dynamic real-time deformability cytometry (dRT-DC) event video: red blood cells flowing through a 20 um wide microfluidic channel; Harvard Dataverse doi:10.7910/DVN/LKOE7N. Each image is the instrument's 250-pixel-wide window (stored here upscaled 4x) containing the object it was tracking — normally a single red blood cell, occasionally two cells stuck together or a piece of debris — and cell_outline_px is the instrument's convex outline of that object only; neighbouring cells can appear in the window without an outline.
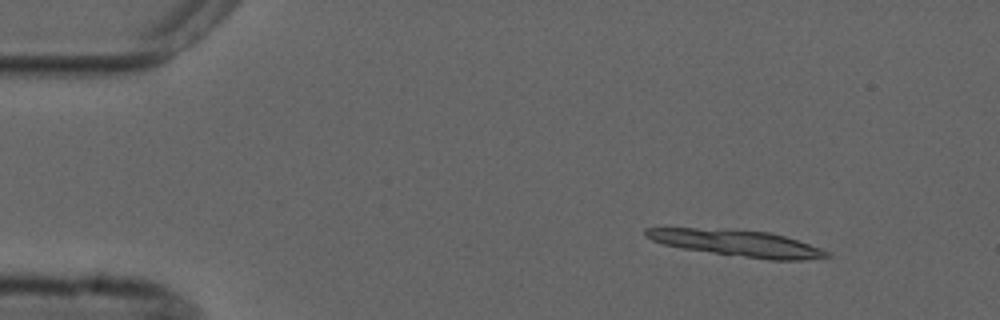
{"species": "common noctule bat (a hibernating species)", "species_latin": "Nyctalus noctula", "temperature_condition": "cold", "stored_images_in_passage": 3, "camera_frame_rate_fps": 3000, "um_per_image_px": 0.085, "animal": {"sex": "male", "forearm_length_mm": 52.5}, "frame": {"image": 1, "passage_image": 1, "time_ms": 0.0, "image_size_px": [1000, 320], "cell_outline_px": [[832, 256], [804, 260], [768, 260], [684, 248], [664, 244], [652, 240], [644, 236], [644, 228], [728, 228], [768, 232], [784, 236], [820, 248], [828, 252]], "centroid_in_image_um": [62.65, 20.65], "position_along_channel_um": 22.4, "area_um2": 27.63}}